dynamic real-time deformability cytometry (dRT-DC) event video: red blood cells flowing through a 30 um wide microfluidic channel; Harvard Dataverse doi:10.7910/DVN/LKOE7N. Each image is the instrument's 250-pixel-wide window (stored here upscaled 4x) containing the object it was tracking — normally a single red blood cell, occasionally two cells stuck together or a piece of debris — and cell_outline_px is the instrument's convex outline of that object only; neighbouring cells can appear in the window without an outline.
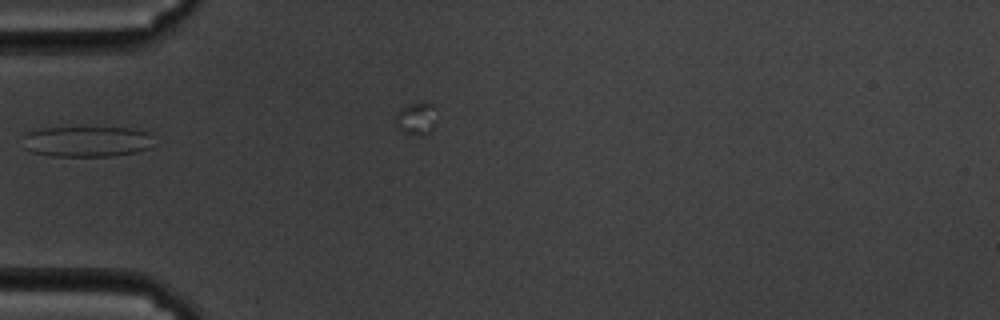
{"species": "common noctule bat (a hibernating species)", "species_latin": "Nyctalus noctula", "temperature_condition": "cold", "stored_images_in_passage": 6, "camera_frame_rate_fps": 3000, "um_per_image_px": 0.085, "animal": {"sex": "male", "body_mass_g": 19.5, "forearm_length_mm": 54.6}, "frame": {"image": 1, "passage_image": 1, "time_ms": 0.0, "image_size_px": [1000, 320], "cell_outline_px": [[160, 144], [152, 148], [136, 152], [112, 156], [48, 156], [32, 152], [24, 148], [24, 132], [40, 128], [128, 128], [148, 132]], "centroid_in_image_um": [7.44, 12.03], "position_along_channel_um": 77.6, "area_um2": 23.93}}